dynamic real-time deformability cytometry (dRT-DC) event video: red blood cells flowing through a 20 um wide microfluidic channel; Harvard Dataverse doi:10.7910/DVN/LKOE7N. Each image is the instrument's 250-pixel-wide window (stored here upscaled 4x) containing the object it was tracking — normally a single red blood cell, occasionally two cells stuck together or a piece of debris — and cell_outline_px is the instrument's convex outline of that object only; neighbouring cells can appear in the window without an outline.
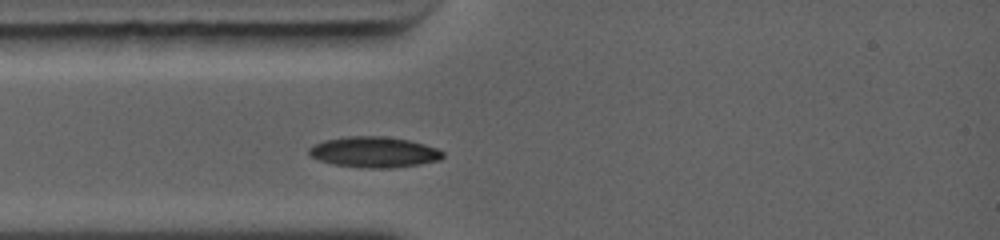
{"species": "common noctule bat (a hibernating species)", "species_latin": "Nyctalus noctula", "temperature_condition": "warm", "stored_images_in_passage": 21, "camera_frame_rate_fps": 5000, "um_per_image_px": 0.085, "animal": {"sex": "female", "body_mass_g": 19.0, "forearm_length_mm": 56.7}, "frame": {"image": 1, "passage_image": 4, "time_ms": 1.4, "image_size_px": [1000, 240], "cell_outline_px": [[444, 156], [440, 160], [420, 164], [392, 168], [368, 168], [332, 164], [320, 160], [312, 156], [308, 152], [308, 148], [312, 144], [324, 140], [348, 136], [384, 136], [408, 140], [424, 144], [436, 148], [444, 152]], "centroid_in_image_um": [31.79, 12.92], "position_along_channel_um": 53.2, "area_um2": 23.99}}
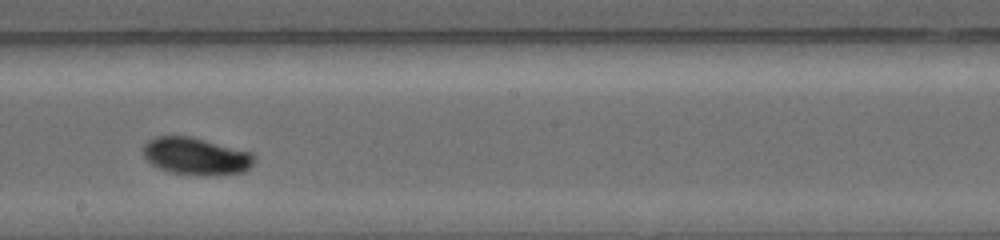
{"frame": {"image": 2, "passage_image": 12, "time_ms": 5.4, "image_size_px": [1000, 240], "cell_outline_px": [[256, 160], [244, 172], [188, 176], [172, 172], [160, 168], [152, 164], [144, 156], [140, 148], [148, 140], [156, 136], [192, 136], [252, 152], [256, 156]], "centroid_in_image_um": [16.65, 13.26], "position_along_channel_um": 231.6, "area_um2": 24.33}}
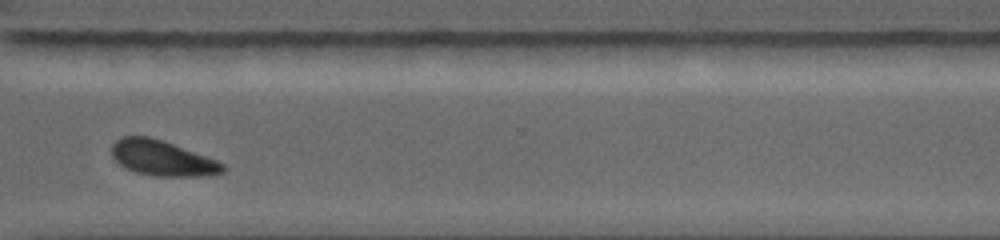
{"frame": {"image": 3, "passage_image": 18, "time_ms": 8.2, "image_size_px": [1000, 240], "cell_outline_px": [[228, 168], [224, 172], [200, 176], [152, 176], [136, 172], [124, 168], [112, 156], [112, 144], [120, 136], [148, 136], [172, 144], [216, 160], [224, 164]], "centroid_in_image_um": [13.77, 13.45], "position_along_channel_um": 356.8, "area_um2": 22.66}, "authors_computed_cell_mechanics": {"area_um2": 23.3512, "velocity_mm_per_s": 4.452, "shape_relaxation_time_tau1_ms": 2.1413, "shape_relaxation_time_tau2_ms": null, "deformation_change_tau1": 0.1015, "deformation_change_tau2": null}}